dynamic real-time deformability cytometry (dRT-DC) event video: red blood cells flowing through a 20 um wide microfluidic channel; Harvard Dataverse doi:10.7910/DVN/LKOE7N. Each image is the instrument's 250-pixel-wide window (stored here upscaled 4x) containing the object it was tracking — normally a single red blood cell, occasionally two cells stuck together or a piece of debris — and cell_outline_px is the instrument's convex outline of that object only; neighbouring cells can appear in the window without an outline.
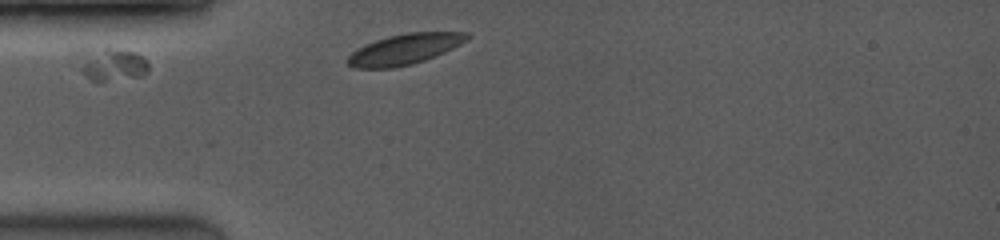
{"species": "common noctule bat (a hibernating species)", "species_latin": "Nyctalus noctula", "temperature_condition": "room temperature", "stored_images_in_passage": 2, "camera_frame_rate_fps": 3500, "um_per_image_px": 0.085, "animal": {"sex": "female", "body_mass_g": 19.0, "forearm_length_mm": 53.3}, "frame": {"image": 1, "passage_image": 1, "time_ms": 0.0, "image_size_px": [1000, 240], "cell_outline_px": [[148, 72], [144, 76], [100, 84], [92, 80], [80, 72], [68, 52], [76, 48], [112, 48], [136, 52], [144, 56], [148, 64]], "centroid_in_image_um": [9.28, 5.45], "position_along_channel_um": 75.7, "area_um2": 15.37}}